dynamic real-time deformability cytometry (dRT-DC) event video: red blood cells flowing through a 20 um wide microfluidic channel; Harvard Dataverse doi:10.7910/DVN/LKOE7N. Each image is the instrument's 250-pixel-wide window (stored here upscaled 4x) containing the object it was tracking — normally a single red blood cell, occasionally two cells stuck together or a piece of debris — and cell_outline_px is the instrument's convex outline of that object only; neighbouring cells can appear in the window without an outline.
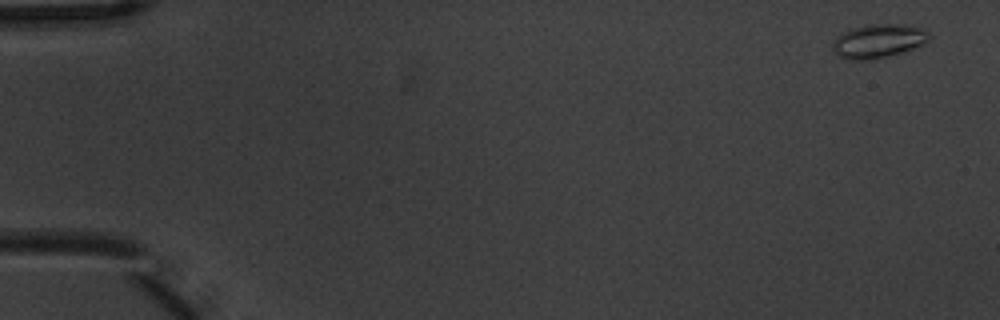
{"species": "common noctule bat (a hibernating species)", "species_latin": "Nyctalus noctula", "temperature_condition": "warm", "stored_images_in_passage": 5, "camera_frame_rate_fps": 3000, "um_per_image_px": 0.085, "animal": {"sex": "male", "body_mass_g": 20.1, "forearm_length_mm": 53.5}, "frame": {"image": 1, "passage_image": 1, "time_ms": 0.0, "image_size_px": [1000, 320], "cell_outline_px": [[932, 36], [928, 40], [912, 48], [900, 52], [884, 56], [864, 60], [852, 60], [840, 56], [832, 48], [832, 40], [836, 36], [852, 28], [868, 24], [908, 24], [924, 28]], "centroid_in_image_um": [74.65, 3.45], "position_along_channel_um": 10.3, "area_um2": 18.79}}
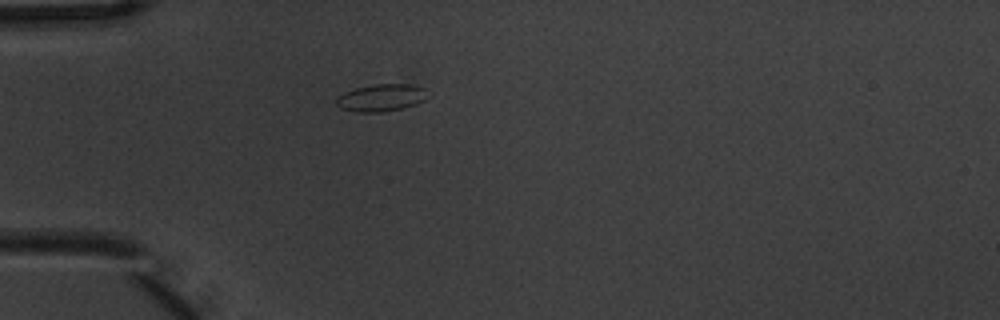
{"frame": {"image": 2, "passage_image": 5, "time_ms": 1.333, "image_size_px": [1000, 320], "cell_outline_px": [[424, 100], [416, 104], [404, 108], [380, 112], [356, 112], [340, 108], [336, 104], [336, 96], [344, 92], [356, 88], [372, 84], [408, 84], [424, 88]], "centroid_in_image_um": [32.33, 8.31], "position_along_channel_um": 52.7, "area_um2": 14.39}}